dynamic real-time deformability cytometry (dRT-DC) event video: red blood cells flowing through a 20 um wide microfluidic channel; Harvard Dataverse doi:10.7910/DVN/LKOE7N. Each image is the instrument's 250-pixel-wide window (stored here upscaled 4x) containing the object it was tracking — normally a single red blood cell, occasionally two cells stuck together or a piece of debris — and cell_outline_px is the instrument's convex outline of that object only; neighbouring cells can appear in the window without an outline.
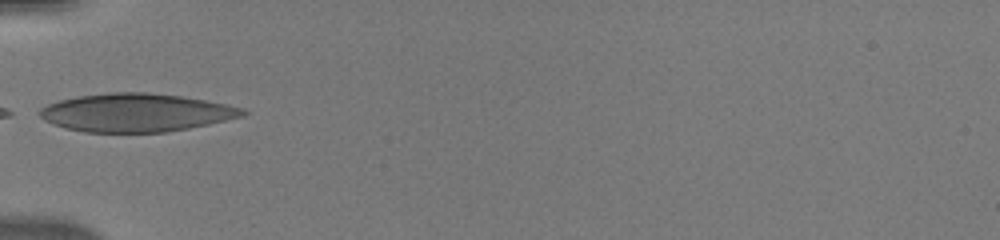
{"species": "human", "species_latin": "Homo sapiens", "temperature_condition": "warm", "stored_images_in_passage": 26, "camera_frame_rate_fps": 3000, "um_per_image_px": 0.085, "donor": {"sex": "male"}, "frame": {"image": 1, "passage_image": 1, "time_ms": 0.0, "image_size_px": [1000, 240], "cell_outline_px": [[248, 112], [244, 116], [208, 124], [168, 132], [84, 132], [52, 124], [44, 120], [36, 112], [40, 108], [48, 104], [60, 100], [80, 96], [108, 92], [148, 92], [180, 96], [204, 100], [244, 108]], "centroid_in_image_um": [11.55, 9.57], "position_along_channel_um": 73.5, "area_um2": 45.08}}
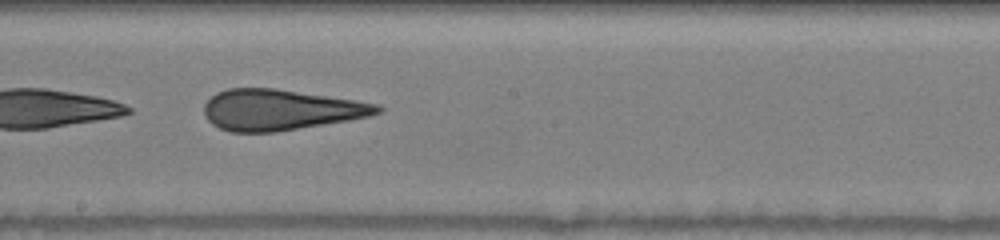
{"frame": {"image": 2, "passage_image": 12, "time_ms": 3.667, "image_size_px": [1000, 240], "cell_outline_px": [[384, 112], [368, 116], [348, 120], [276, 132], [232, 132], [220, 128], [212, 124], [204, 116], [204, 104], [216, 92], [228, 88], [276, 88], [356, 100], [376, 104], [384, 108]], "centroid_in_image_um": [23.82, 9.33], "position_along_channel_um": 224.4, "area_um2": 41.21}}